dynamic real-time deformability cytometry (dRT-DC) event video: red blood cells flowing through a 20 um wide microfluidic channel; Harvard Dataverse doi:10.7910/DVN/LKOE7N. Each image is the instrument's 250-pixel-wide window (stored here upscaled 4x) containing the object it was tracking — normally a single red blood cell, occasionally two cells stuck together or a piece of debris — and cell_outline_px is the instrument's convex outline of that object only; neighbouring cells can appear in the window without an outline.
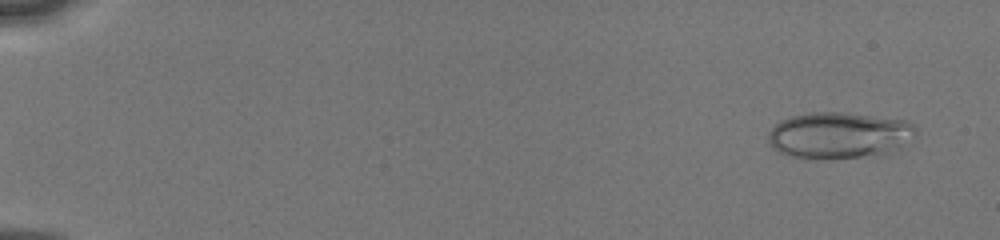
{"species": "human", "species_latin": "Homo sapiens", "temperature_condition": "cold", "stored_images_in_passage": 13, "camera_frame_rate_fps": 3000, "um_per_image_px": 0.085, "donor": {"sex": "male"}, "frame": {"image": 1, "passage_image": 1, "time_ms": 0.0, "image_size_px": [1000, 240], "cell_outline_px": [[916, 136], [892, 152], [832, 160], [792, 156], [780, 152], [772, 148], [768, 144], [768, 132], [780, 120], [792, 116], [808, 112], [844, 112], [904, 120], [916, 124]], "centroid_in_image_um": [71.32, 11.49], "position_along_channel_um": 13.7, "area_um2": 40.17}}
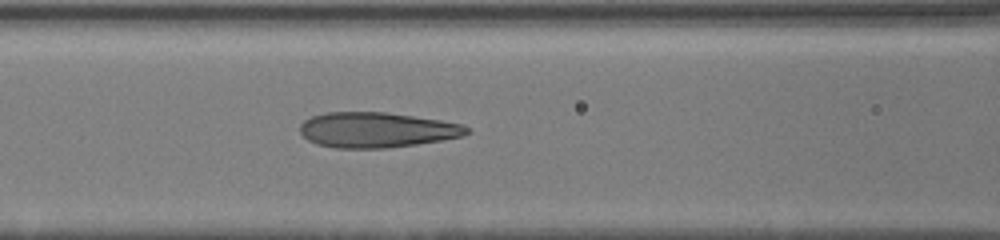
{"frame": {"image": 2, "passage_image": 13, "time_ms": 7.0, "image_size_px": [1000, 240], "cell_outline_px": [[472, 132], [460, 136], [444, 140], [416, 144], [384, 148], [336, 148], [316, 144], [308, 140], [300, 132], [300, 124], [304, 120], [312, 116], [324, 112], [388, 112], [440, 120], [460, 124], [468, 128]], "centroid_in_image_um": [31.99, 11.04], "position_along_channel_um": 134.6, "area_um2": 34.28}}